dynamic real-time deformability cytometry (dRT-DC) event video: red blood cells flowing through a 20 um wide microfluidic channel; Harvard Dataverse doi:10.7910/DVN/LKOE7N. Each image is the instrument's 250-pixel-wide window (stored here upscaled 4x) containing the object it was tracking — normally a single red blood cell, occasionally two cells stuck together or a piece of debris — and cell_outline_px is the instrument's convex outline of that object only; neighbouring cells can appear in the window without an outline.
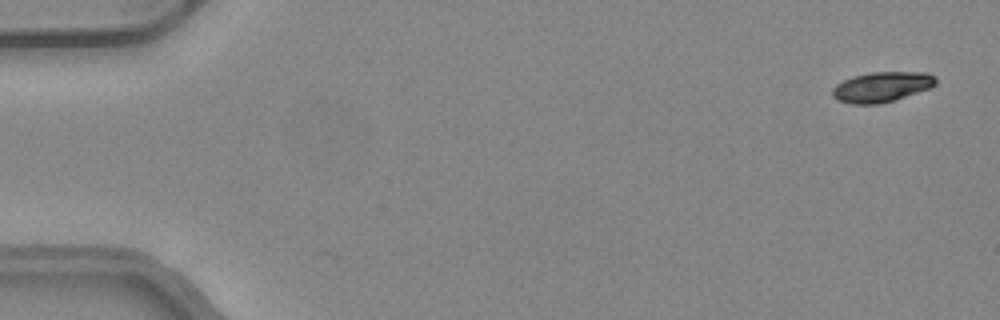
{"species": "common noctule bat (a hibernating species)", "species_latin": "Nyctalus noctula", "temperature_condition": "warm", "stored_images_in_passage": 49, "camera_frame_rate_fps": 3000, "um_per_image_px": 0.085, "animal": {"sex": "female", "body_mass_g": 24.6, "forearm_length_mm": 56.2}, "frame": {"image": 1, "passage_image": 1, "time_ms": 0.0, "image_size_px": [1000, 320], "cell_outline_px": [[936, 84], [932, 88], [880, 104], [852, 104], [840, 100], [832, 96], [832, 88], [836, 84], [852, 76], [872, 72], [928, 72], [936, 76]], "centroid_in_image_um": [74.98, 7.38], "position_along_channel_um": 10.0, "area_um2": 18.26}}
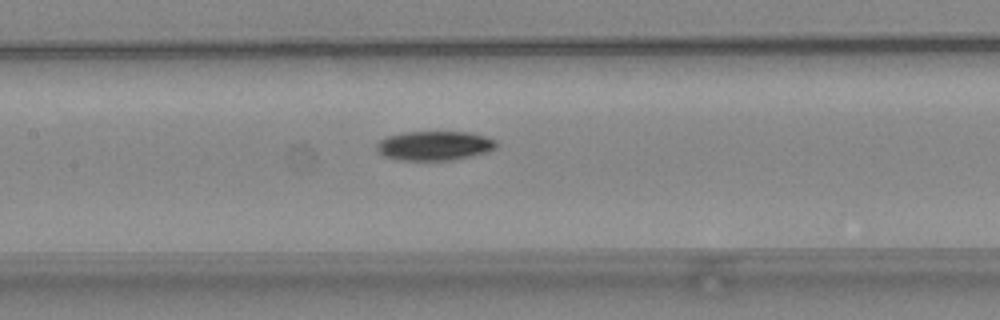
{"frame": {"image": 2, "passage_image": 23, "time_ms": 7.333, "image_size_px": [1000, 320], "cell_outline_px": [[496, 148], [488, 152], [452, 160], [396, 160], [384, 156], [376, 148], [376, 144], [380, 140], [388, 136], [408, 132], [468, 132], [484, 136], [496, 140]], "centroid_in_image_um": [36.93, 12.39], "position_along_channel_um": 170.5, "area_um2": 20.35}}
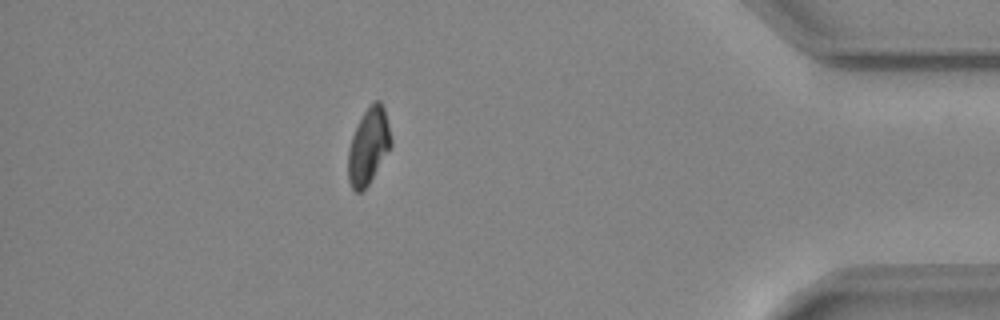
{"frame": {"image": 3, "passage_image": 43, "time_ms": 14.0, "image_size_px": [1000, 320], "cell_outline_px": [[392, 144], [368, 184], [360, 192], [356, 192], [352, 188], [348, 180], [348, 148], [352, 136], [364, 112], [372, 100], [380, 100], [384, 108], [392, 140]], "centroid_in_image_um": [31.31, 12.4], "position_along_channel_um": 403.9, "area_um2": 18.73}, "authors_computed_cell_mechanics": {"area_um2": 19.941, "velocity_mm_per_s": 4.1625, "shape_relaxation_time_tau1_ms": 7.2285, "shape_relaxation_time_tau2_ms": null, "deformation_change_tau1": 0.1717, "deformation_change_tau2": null}}